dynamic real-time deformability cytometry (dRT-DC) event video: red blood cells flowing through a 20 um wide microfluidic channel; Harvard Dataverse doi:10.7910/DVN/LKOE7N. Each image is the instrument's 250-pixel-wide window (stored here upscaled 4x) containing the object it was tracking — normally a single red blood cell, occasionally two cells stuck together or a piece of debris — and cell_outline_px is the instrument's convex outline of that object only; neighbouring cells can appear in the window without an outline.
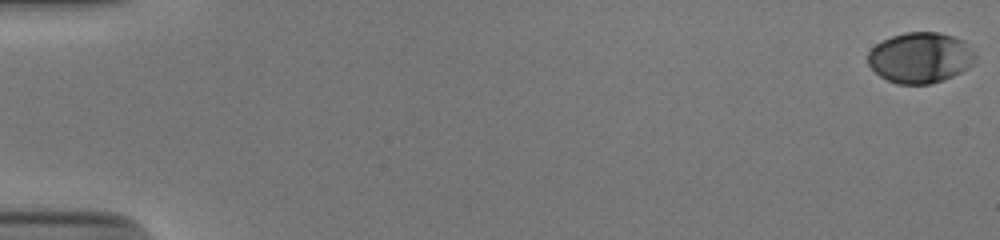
{"species": "human", "species_latin": "Homo sapiens", "temperature_condition": "cold", "stored_images_in_passage": 55, "camera_frame_rate_fps": 3000, "um_per_image_px": 0.085, "donor": {"sex": "male"}, "frame": {"image": 1, "passage_image": 1, "time_ms": 0.0, "image_size_px": [1000, 240], "cell_outline_px": [[976, 60], [968, 68], [944, 80], [928, 84], [896, 84], [880, 76], [868, 64], [868, 52], [876, 44], [892, 36], [904, 32], [940, 32], [964, 40], [976, 52]], "centroid_in_image_um": [78.25, 4.89], "position_along_channel_um": 6.7, "area_um2": 31.85}}
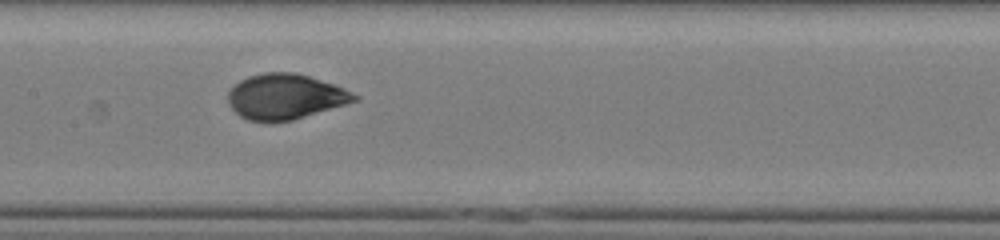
{"frame": {"image": 2, "passage_image": 29, "time_ms": 9.333, "image_size_px": [1000, 240], "cell_outline_px": [[360, 100], [292, 120], [248, 120], [240, 116], [228, 104], [228, 88], [240, 80], [248, 76], [264, 72], [296, 72], [344, 88], [360, 96]], "centroid_in_image_um": [24.24, 8.19], "position_along_channel_um": 183.2, "area_um2": 33.18}}
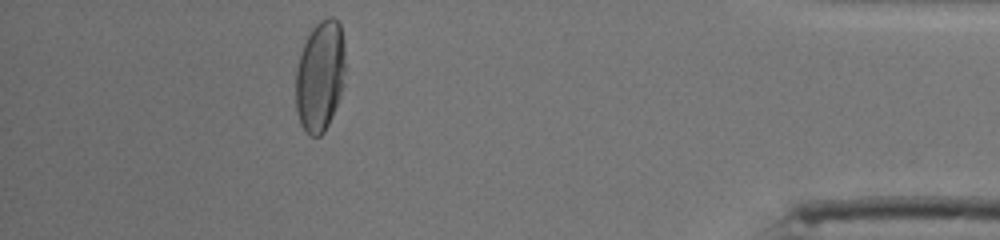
{"frame": {"image": 3, "passage_image": 50, "time_ms": 16.333, "image_size_px": [1000, 240], "cell_outline_px": [[344, 84], [328, 124], [324, 132], [320, 136], [308, 136], [300, 124], [296, 108], [296, 72], [300, 56], [304, 44], [312, 28], [320, 20], [328, 16], [332, 16], [340, 24], [344, 48]], "centroid_in_image_um": [27.2, 6.47], "position_along_channel_um": 408.0, "area_um2": 31.79}, "authors_computed_cell_mechanics": {"area_um2": 33.0616, "velocity_mm_per_s": 3.841, "shape_relaxation_time_tau1_ms": 4.8668, "shape_relaxation_time_tau2_ms": null, "deformation_change_tau1": 0.1859, "deformation_change_tau2": null}}